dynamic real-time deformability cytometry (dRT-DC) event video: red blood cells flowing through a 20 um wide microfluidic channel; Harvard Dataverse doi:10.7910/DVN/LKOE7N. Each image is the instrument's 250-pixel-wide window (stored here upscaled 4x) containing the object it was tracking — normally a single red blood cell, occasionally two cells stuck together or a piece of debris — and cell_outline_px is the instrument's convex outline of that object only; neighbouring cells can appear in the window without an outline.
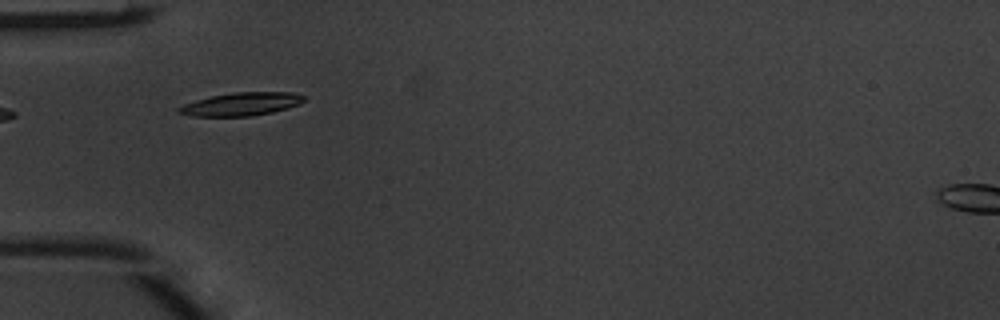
{"species": "common noctule bat (a hibernating species)", "species_latin": "Nyctalus noctula", "temperature_condition": "warm", "stored_images_in_passage": 5, "camera_frame_rate_fps": 3000, "um_per_image_px": 0.085, "animal": {"sex": "male", "body_mass_g": 20.1, "forearm_length_mm": 53.5}, "frame": {"image": 1, "passage_image": 3, "time_ms": 0.667, "image_size_px": [1000, 320], "cell_outline_px": [[304, 100], [300, 104], [288, 108], [272, 112], [252, 116], [192, 116], [176, 112], [176, 108], [184, 104], [196, 100], [212, 96], [236, 92], [296, 92], [304, 96]], "centroid_in_image_um": [20.52, 8.85], "position_along_channel_um": 64.5, "area_um2": 16.88}}
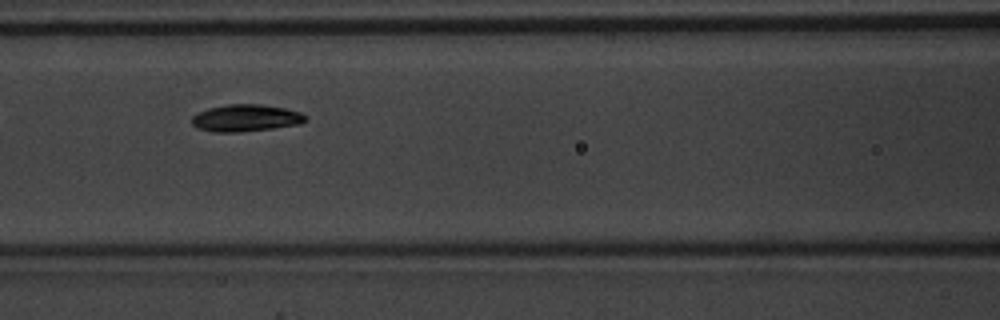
{"frame": {"image": 2, "passage_image": 5, "time_ms": 1.333, "image_size_px": [1000, 320], "cell_outline_px": [[308, 120], [300, 124], [272, 128], [236, 132], [212, 132], [196, 128], [192, 124], [192, 116], [196, 112], [208, 108], [228, 104], [260, 104], [284, 108], [300, 112], [308, 116]], "centroid_in_image_um": [20.88, 10.03], "position_along_channel_um": 145.7, "area_um2": 18.03}}